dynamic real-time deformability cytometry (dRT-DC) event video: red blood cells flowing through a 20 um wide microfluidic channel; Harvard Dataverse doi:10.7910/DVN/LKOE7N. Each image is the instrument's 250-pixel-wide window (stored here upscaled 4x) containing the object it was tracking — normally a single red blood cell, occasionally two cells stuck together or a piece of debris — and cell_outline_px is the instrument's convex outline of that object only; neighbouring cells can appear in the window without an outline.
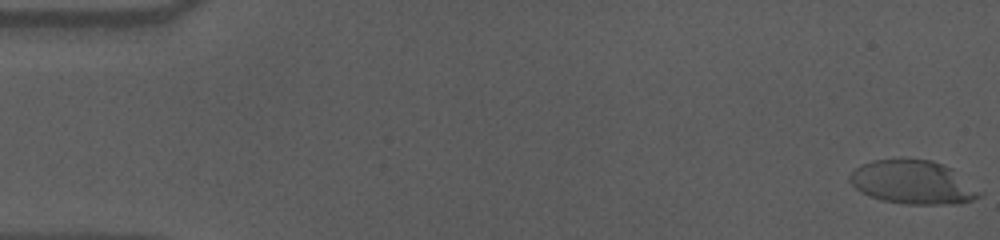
{"species": "human", "species_latin": "Homo sapiens", "temperature_condition": "cold", "stored_images_in_passage": 29, "camera_frame_rate_fps": 3000, "um_per_image_px": 0.085, "donor": {"sex": "male"}, "frame": {"image": 1, "passage_image": 1, "time_ms": 0.0, "image_size_px": [1000, 240], "cell_outline_px": [[984, 192], [980, 196], [972, 200], [960, 204], [904, 204], [880, 200], [860, 192], [848, 180], [848, 176], [856, 168], [872, 160], [900, 156], [932, 160], [944, 164], [952, 168]], "centroid_in_image_um": [77.61, 15.46], "position_along_channel_um": 7.4, "area_um2": 33.93}}
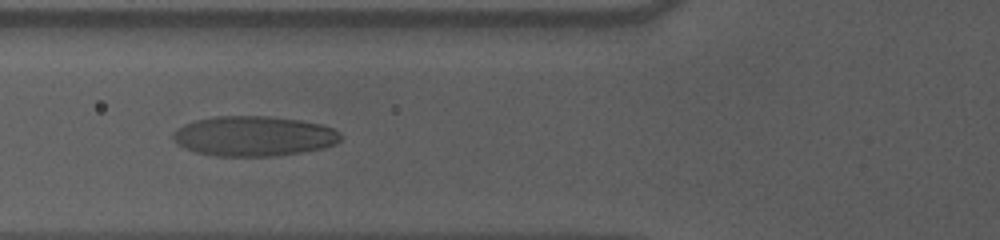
{"frame": {"image": 2, "passage_image": 22, "time_ms": 7.0, "image_size_px": [1000, 240], "cell_outline_px": [[340, 140], [336, 144], [320, 148], [300, 152], [272, 156], [216, 156], [196, 152], [172, 140], [172, 132], [176, 128], [184, 124], [196, 120], [212, 116], [268, 116], [300, 120], [320, 124], [332, 128], [340, 132]], "centroid_in_image_um": [21.54, 11.56], "position_along_channel_um": 104.3, "area_um2": 38.96}}
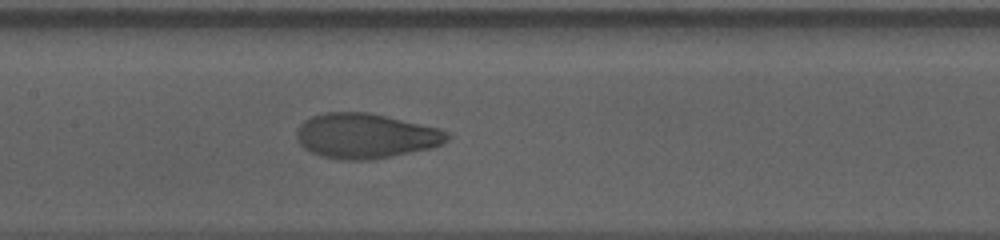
{"frame": {"image": 3, "passage_image": 28, "time_ms": 9.0, "image_size_px": [1000, 240], "cell_outline_px": [[448, 140], [432, 148], [392, 156], [368, 160], [340, 160], [320, 156], [308, 152], [296, 140], [296, 132], [300, 124], [304, 120], [312, 116], [324, 112], [368, 112], [440, 128], [448, 132]], "centroid_in_image_um": [31.04, 11.55], "position_along_channel_um": 176.4, "area_um2": 39.71}}